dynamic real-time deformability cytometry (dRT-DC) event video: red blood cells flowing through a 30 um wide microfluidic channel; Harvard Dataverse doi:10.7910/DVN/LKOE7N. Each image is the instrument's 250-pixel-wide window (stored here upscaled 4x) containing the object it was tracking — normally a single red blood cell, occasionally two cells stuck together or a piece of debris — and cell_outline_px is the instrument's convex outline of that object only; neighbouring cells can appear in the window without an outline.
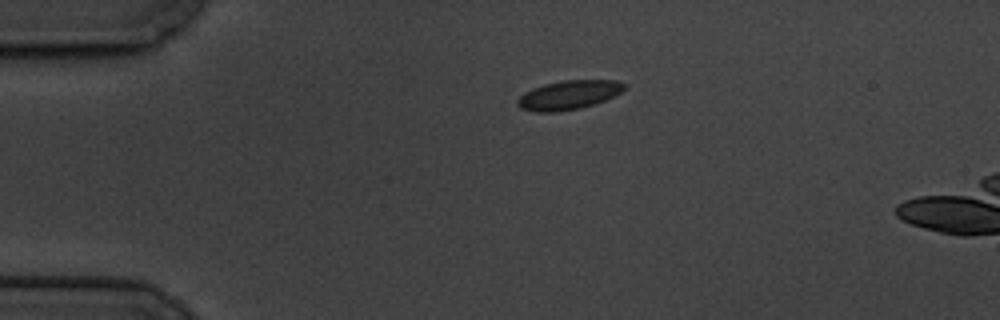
{"species": "common noctule bat (a hibernating species)", "species_latin": "Nyctalus noctula", "temperature_condition": "cold", "stored_images_in_passage": 2, "camera_frame_rate_fps": 3000, "um_per_image_px": 0.085, "animal": {"sex": "male", "body_mass_g": 19.5, "forearm_length_mm": 54.6}, "frame": {"image": 1, "passage_image": 1, "time_ms": 0.0, "image_size_px": [1000, 320], "cell_outline_px": [[628, 88], [596, 104], [580, 108], [556, 112], [536, 112], [520, 108], [516, 104], [516, 100], [524, 92], [532, 88], [544, 84], [564, 80], [616, 80], [628, 84]], "centroid_in_image_um": [48.34, 8.07], "position_along_channel_um": 36.7, "area_um2": 18.26}}